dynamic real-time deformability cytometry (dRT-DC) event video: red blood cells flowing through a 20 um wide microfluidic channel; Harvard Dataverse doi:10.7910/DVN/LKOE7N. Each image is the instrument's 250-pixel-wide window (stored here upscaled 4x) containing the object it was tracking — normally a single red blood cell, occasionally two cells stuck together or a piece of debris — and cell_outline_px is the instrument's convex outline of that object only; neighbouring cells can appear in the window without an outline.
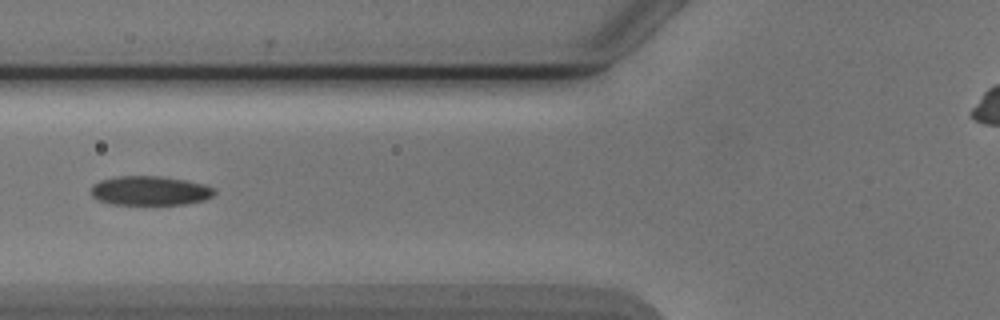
{"species": "Egyptian fruit bat (a non-hibernating species)", "species_latin": "Rousettus aegyptiacus", "temperature_condition": "cold", "stored_images_in_passage": 7, "camera_frame_rate_fps": 3000, "um_per_image_px": 0.085, "animal": {"sex": "male"}, "frame": {"image": 1, "passage_image": 6, "time_ms": 6.0, "image_size_px": [1000, 320], "cell_outline_px": [[216, 192], [212, 196], [204, 200], [184, 204], [112, 204], [96, 200], [92, 196], [92, 184], [100, 180], [120, 176], [160, 176], [184, 180], [204, 184], [216, 188]], "centroid_in_image_um": [12.75, 16.21], "position_along_channel_um": 113.1, "area_um2": 21.04}}
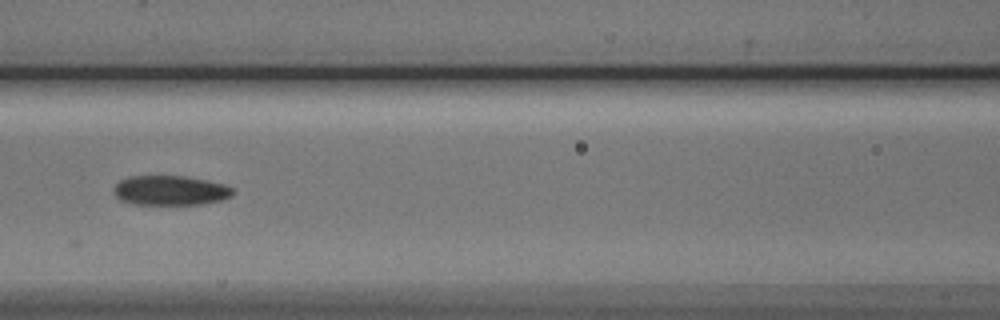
{"frame": {"image": 2, "passage_image": 7, "time_ms": 7.0, "image_size_px": [1000, 320], "cell_outline_px": [[236, 192], [232, 196], [224, 200], [200, 204], [132, 204], [120, 200], [112, 192], [112, 188], [120, 180], [128, 176], [184, 176], [224, 184], [232, 188]], "centroid_in_image_um": [14.46, 16.19], "position_along_channel_um": 152.1, "area_um2": 20.75}}